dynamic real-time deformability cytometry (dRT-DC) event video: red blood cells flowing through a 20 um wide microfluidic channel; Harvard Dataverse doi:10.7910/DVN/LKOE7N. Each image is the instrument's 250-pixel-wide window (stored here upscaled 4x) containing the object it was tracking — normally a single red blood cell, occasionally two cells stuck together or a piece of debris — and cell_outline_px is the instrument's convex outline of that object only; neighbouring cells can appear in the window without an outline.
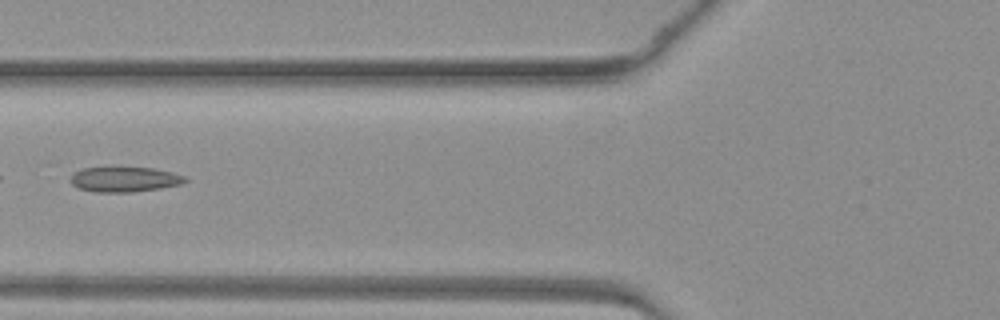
{"species": "common noctule bat (a hibernating species)", "species_latin": "Nyctalus noctula", "temperature_condition": "warm", "stored_images_in_passage": 32, "camera_frame_rate_fps": 3000, "um_per_image_px": 0.085, "animal": {"sex": "female", "body_mass_g": 19.3, "forearm_length_mm": 54.1}, "frame": {"image": 1, "passage_image": 5, "time_ms": 1.333, "image_size_px": [1000, 320], "cell_outline_px": [[188, 180], [180, 184], [160, 188], [132, 192], [96, 192], [80, 188], [72, 184], [68, 180], [72, 172], [84, 168], [112, 164], [152, 168], [172, 172], [184, 176]], "centroid_in_image_um": [10.51, 15.19], "position_along_channel_um": 115.3, "area_um2": 17.57}}
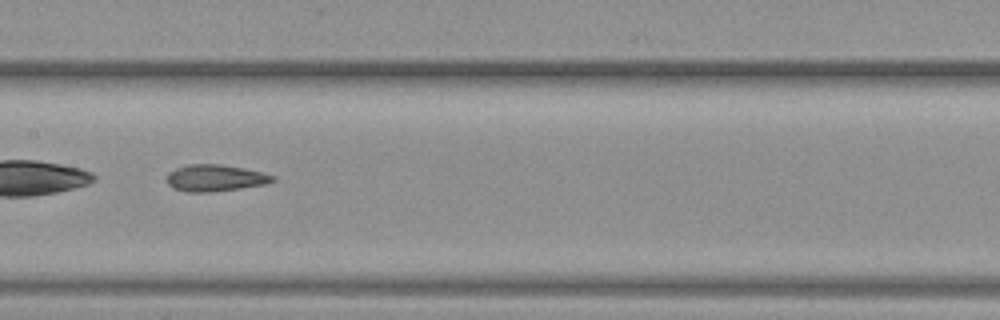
{"frame": {"image": 2, "passage_image": 10, "time_ms": 3.0, "image_size_px": [1000, 320], "cell_outline_px": [[276, 180], [268, 184], [240, 188], [208, 192], [188, 192], [172, 188], [168, 184], [168, 172], [176, 168], [188, 164], [220, 164], [244, 168], [276, 176]], "centroid_in_image_um": [18.31, 15.13], "position_along_channel_um": 189.1, "area_um2": 16.47}}